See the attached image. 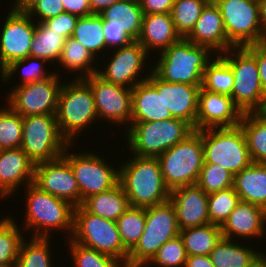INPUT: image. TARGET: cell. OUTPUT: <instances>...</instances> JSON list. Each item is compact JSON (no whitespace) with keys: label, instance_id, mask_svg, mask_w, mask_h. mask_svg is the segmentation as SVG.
<instances>
[{"label":"cell","instance_id":"32","mask_svg":"<svg viewBox=\"0 0 266 267\" xmlns=\"http://www.w3.org/2000/svg\"><path fill=\"white\" fill-rule=\"evenodd\" d=\"M65 40L60 32L52 30L44 22H36L30 56L45 59L50 64L54 61L58 63Z\"/></svg>","mask_w":266,"mask_h":267},{"label":"cell","instance_id":"36","mask_svg":"<svg viewBox=\"0 0 266 267\" xmlns=\"http://www.w3.org/2000/svg\"><path fill=\"white\" fill-rule=\"evenodd\" d=\"M206 66L202 88L209 92L232 95L234 75L229 64L218 54Z\"/></svg>","mask_w":266,"mask_h":267},{"label":"cell","instance_id":"58","mask_svg":"<svg viewBox=\"0 0 266 267\" xmlns=\"http://www.w3.org/2000/svg\"><path fill=\"white\" fill-rule=\"evenodd\" d=\"M0 267H15V265H2V264H0Z\"/></svg>","mask_w":266,"mask_h":267},{"label":"cell","instance_id":"20","mask_svg":"<svg viewBox=\"0 0 266 267\" xmlns=\"http://www.w3.org/2000/svg\"><path fill=\"white\" fill-rule=\"evenodd\" d=\"M147 81L157 91H163L166 111H169L173 118L186 121L196 130L200 87L185 83L166 82L161 80L152 70L149 72Z\"/></svg>","mask_w":266,"mask_h":267},{"label":"cell","instance_id":"49","mask_svg":"<svg viewBox=\"0 0 266 267\" xmlns=\"http://www.w3.org/2000/svg\"><path fill=\"white\" fill-rule=\"evenodd\" d=\"M79 16L68 12L60 13L55 17L48 18L44 23L56 32H60L66 39L71 37L76 27Z\"/></svg>","mask_w":266,"mask_h":267},{"label":"cell","instance_id":"14","mask_svg":"<svg viewBox=\"0 0 266 267\" xmlns=\"http://www.w3.org/2000/svg\"><path fill=\"white\" fill-rule=\"evenodd\" d=\"M48 79L24 85H17L8 92V105L22 117L42 114H56L58 95L62 84L59 74Z\"/></svg>","mask_w":266,"mask_h":267},{"label":"cell","instance_id":"41","mask_svg":"<svg viewBox=\"0 0 266 267\" xmlns=\"http://www.w3.org/2000/svg\"><path fill=\"white\" fill-rule=\"evenodd\" d=\"M210 0H175L171 16L177 32L185 38L194 28L203 8Z\"/></svg>","mask_w":266,"mask_h":267},{"label":"cell","instance_id":"30","mask_svg":"<svg viewBox=\"0 0 266 267\" xmlns=\"http://www.w3.org/2000/svg\"><path fill=\"white\" fill-rule=\"evenodd\" d=\"M239 126L252 161L266 164V112L243 113Z\"/></svg>","mask_w":266,"mask_h":267},{"label":"cell","instance_id":"8","mask_svg":"<svg viewBox=\"0 0 266 267\" xmlns=\"http://www.w3.org/2000/svg\"><path fill=\"white\" fill-rule=\"evenodd\" d=\"M157 158L164 182L170 190L196 184L204 164L201 130H194Z\"/></svg>","mask_w":266,"mask_h":267},{"label":"cell","instance_id":"17","mask_svg":"<svg viewBox=\"0 0 266 267\" xmlns=\"http://www.w3.org/2000/svg\"><path fill=\"white\" fill-rule=\"evenodd\" d=\"M113 55H110L104 70L97 69L96 74L103 80L133 88L138 83L144 82L148 79L149 74L142 79L139 75L144 67L146 58L150 55L145 48L137 41H133L127 46L114 48ZM139 76V77H138ZM138 78L140 80H138Z\"/></svg>","mask_w":266,"mask_h":267},{"label":"cell","instance_id":"16","mask_svg":"<svg viewBox=\"0 0 266 267\" xmlns=\"http://www.w3.org/2000/svg\"><path fill=\"white\" fill-rule=\"evenodd\" d=\"M0 70L11 62L30 56L35 21L26 13L10 8L1 28Z\"/></svg>","mask_w":266,"mask_h":267},{"label":"cell","instance_id":"13","mask_svg":"<svg viewBox=\"0 0 266 267\" xmlns=\"http://www.w3.org/2000/svg\"><path fill=\"white\" fill-rule=\"evenodd\" d=\"M71 146L67 145L62 156L69 162L77 180L80 205L86 198L105 192L119 183V168L108 165L103 157L93 151L68 153Z\"/></svg>","mask_w":266,"mask_h":267},{"label":"cell","instance_id":"7","mask_svg":"<svg viewBox=\"0 0 266 267\" xmlns=\"http://www.w3.org/2000/svg\"><path fill=\"white\" fill-rule=\"evenodd\" d=\"M180 233L176 211L170 200L146 207L145 228L129 252L126 267H145L159 248Z\"/></svg>","mask_w":266,"mask_h":267},{"label":"cell","instance_id":"12","mask_svg":"<svg viewBox=\"0 0 266 267\" xmlns=\"http://www.w3.org/2000/svg\"><path fill=\"white\" fill-rule=\"evenodd\" d=\"M68 144L60 134L56 114L23 117L21 149L34 164L61 157Z\"/></svg>","mask_w":266,"mask_h":267},{"label":"cell","instance_id":"44","mask_svg":"<svg viewBox=\"0 0 266 267\" xmlns=\"http://www.w3.org/2000/svg\"><path fill=\"white\" fill-rule=\"evenodd\" d=\"M66 238L75 267H126L122 261L112 256L82 246L69 237Z\"/></svg>","mask_w":266,"mask_h":267},{"label":"cell","instance_id":"33","mask_svg":"<svg viewBox=\"0 0 266 267\" xmlns=\"http://www.w3.org/2000/svg\"><path fill=\"white\" fill-rule=\"evenodd\" d=\"M99 15L105 20H122L126 34L133 41H137L144 16L138 0H121Z\"/></svg>","mask_w":266,"mask_h":267},{"label":"cell","instance_id":"27","mask_svg":"<svg viewBox=\"0 0 266 267\" xmlns=\"http://www.w3.org/2000/svg\"><path fill=\"white\" fill-rule=\"evenodd\" d=\"M233 188L240 201L266 210V164L253 162L249 167L236 173Z\"/></svg>","mask_w":266,"mask_h":267},{"label":"cell","instance_id":"22","mask_svg":"<svg viewBox=\"0 0 266 267\" xmlns=\"http://www.w3.org/2000/svg\"><path fill=\"white\" fill-rule=\"evenodd\" d=\"M185 38L199 46L208 47L215 53L214 56L234 47L226 37L222 15L213 0L203 8L194 28Z\"/></svg>","mask_w":266,"mask_h":267},{"label":"cell","instance_id":"18","mask_svg":"<svg viewBox=\"0 0 266 267\" xmlns=\"http://www.w3.org/2000/svg\"><path fill=\"white\" fill-rule=\"evenodd\" d=\"M33 184L40 190L80 206V190L69 162L63 157L35 164Z\"/></svg>","mask_w":266,"mask_h":267},{"label":"cell","instance_id":"26","mask_svg":"<svg viewBox=\"0 0 266 267\" xmlns=\"http://www.w3.org/2000/svg\"><path fill=\"white\" fill-rule=\"evenodd\" d=\"M181 38L175 28L171 13L144 14L137 42L149 54L151 50L155 49L162 52Z\"/></svg>","mask_w":266,"mask_h":267},{"label":"cell","instance_id":"6","mask_svg":"<svg viewBox=\"0 0 266 267\" xmlns=\"http://www.w3.org/2000/svg\"><path fill=\"white\" fill-rule=\"evenodd\" d=\"M127 146L133 155L158 157L190 135L194 128L186 121L172 118L162 121L131 123L125 129ZM128 131V132H127Z\"/></svg>","mask_w":266,"mask_h":267},{"label":"cell","instance_id":"40","mask_svg":"<svg viewBox=\"0 0 266 267\" xmlns=\"http://www.w3.org/2000/svg\"><path fill=\"white\" fill-rule=\"evenodd\" d=\"M10 216L0 220V264L15 265L24 237Z\"/></svg>","mask_w":266,"mask_h":267},{"label":"cell","instance_id":"47","mask_svg":"<svg viewBox=\"0 0 266 267\" xmlns=\"http://www.w3.org/2000/svg\"><path fill=\"white\" fill-rule=\"evenodd\" d=\"M103 32L106 42V48L124 47L133 42V40L124 31L122 20H105L103 19Z\"/></svg>","mask_w":266,"mask_h":267},{"label":"cell","instance_id":"28","mask_svg":"<svg viewBox=\"0 0 266 267\" xmlns=\"http://www.w3.org/2000/svg\"><path fill=\"white\" fill-rule=\"evenodd\" d=\"M249 246L235 243L232 239L221 238L209 257L215 267H251L264 253Z\"/></svg>","mask_w":266,"mask_h":267},{"label":"cell","instance_id":"39","mask_svg":"<svg viewBox=\"0 0 266 267\" xmlns=\"http://www.w3.org/2000/svg\"><path fill=\"white\" fill-rule=\"evenodd\" d=\"M45 63H48V61L45 59L28 56L24 59L11 62L2 71H0V78L2 79V82L4 81L7 83L10 78H13L12 76H14L15 73L17 74V70H19L21 67L22 69L20 72H22V81L21 84L19 83L18 85L42 81L55 74V72L50 73L48 71L46 73V70L43 68Z\"/></svg>","mask_w":266,"mask_h":267},{"label":"cell","instance_id":"43","mask_svg":"<svg viewBox=\"0 0 266 267\" xmlns=\"http://www.w3.org/2000/svg\"><path fill=\"white\" fill-rule=\"evenodd\" d=\"M233 187L208 194V216L211 224L222 226L239 203Z\"/></svg>","mask_w":266,"mask_h":267},{"label":"cell","instance_id":"38","mask_svg":"<svg viewBox=\"0 0 266 267\" xmlns=\"http://www.w3.org/2000/svg\"><path fill=\"white\" fill-rule=\"evenodd\" d=\"M50 238L31 237L21 243L15 267H52ZM50 249V250H49Z\"/></svg>","mask_w":266,"mask_h":267},{"label":"cell","instance_id":"42","mask_svg":"<svg viewBox=\"0 0 266 267\" xmlns=\"http://www.w3.org/2000/svg\"><path fill=\"white\" fill-rule=\"evenodd\" d=\"M23 117L9 105L0 107V150L21 148Z\"/></svg>","mask_w":266,"mask_h":267},{"label":"cell","instance_id":"45","mask_svg":"<svg viewBox=\"0 0 266 267\" xmlns=\"http://www.w3.org/2000/svg\"><path fill=\"white\" fill-rule=\"evenodd\" d=\"M234 174L217 164H203L196 184L207 194L233 187Z\"/></svg>","mask_w":266,"mask_h":267},{"label":"cell","instance_id":"3","mask_svg":"<svg viewBox=\"0 0 266 267\" xmlns=\"http://www.w3.org/2000/svg\"><path fill=\"white\" fill-rule=\"evenodd\" d=\"M56 120L60 134L69 144H73L83 129L98 120L92 89L83 78H74L62 84Z\"/></svg>","mask_w":266,"mask_h":267},{"label":"cell","instance_id":"55","mask_svg":"<svg viewBox=\"0 0 266 267\" xmlns=\"http://www.w3.org/2000/svg\"><path fill=\"white\" fill-rule=\"evenodd\" d=\"M38 1L39 0H16L11 8L19 12H27Z\"/></svg>","mask_w":266,"mask_h":267},{"label":"cell","instance_id":"35","mask_svg":"<svg viewBox=\"0 0 266 267\" xmlns=\"http://www.w3.org/2000/svg\"><path fill=\"white\" fill-rule=\"evenodd\" d=\"M71 37L78 40L96 58L99 53L106 50L103 18L98 14L79 17Z\"/></svg>","mask_w":266,"mask_h":267},{"label":"cell","instance_id":"57","mask_svg":"<svg viewBox=\"0 0 266 267\" xmlns=\"http://www.w3.org/2000/svg\"><path fill=\"white\" fill-rule=\"evenodd\" d=\"M251 267H266V254L264 253V255Z\"/></svg>","mask_w":266,"mask_h":267},{"label":"cell","instance_id":"4","mask_svg":"<svg viewBox=\"0 0 266 267\" xmlns=\"http://www.w3.org/2000/svg\"><path fill=\"white\" fill-rule=\"evenodd\" d=\"M25 189L27 211L23 226L27 229H34L32 237L49 238L51 237L49 232L55 229L68 231L67 234L71 238L74 229L75 206L40 190L33 183L27 185Z\"/></svg>","mask_w":266,"mask_h":267},{"label":"cell","instance_id":"15","mask_svg":"<svg viewBox=\"0 0 266 267\" xmlns=\"http://www.w3.org/2000/svg\"><path fill=\"white\" fill-rule=\"evenodd\" d=\"M91 87L97 116L111 124L130 125L132 116V89L103 80L96 73L83 78ZM130 121V122H129Z\"/></svg>","mask_w":266,"mask_h":267},{"label":"cell","instance_id":"21","mask_svg":"<svg viewBox=\"0 0 266 267\" xmlns=\"http://www.w3.org/2000/svg\"><path fill=\"white\" fill-rule=\"evenodd\" d=\"M169 200L175 208L180 230L210 223L208 194L197 184L172 189Z\"/></svg>","mask_w":266,"mask_h":267},{"label":"cell","instance_id":"19","mask_svg":"<svg viewBox=\"0 0 266 267\" xmlns=\"http://www.w3.org/2000/svg\"><path fill=\"white\" fill-rule=\"evenodd\" d=\"M243 113L231 96L209 92L200 87L196 130L239 126Z\"/></svg>","mask_w":266,"mask_h":267},{"label":"cell","instance_id":"9","mask_svg":"<svg viewBox=\"0 0 266 267\" xmlns=\"http://www.w3.org/2000/svg\"><path fill=\"white\" fill-rule=\"evenodd\" d=\"M201 139L204 164L220 165L235 175L253 163L240 126L204 129Z\"/></svg>","mask_w":266,"mask_h":267},{"label":"cell","instance_id":"25","mask_svg":"<svg viewBox=\"0 0 266 267\" xmlns=\"http://www.w3.org/2000/svg\"><path fill=\"white\" fill-rule=\"evenodd\" d=\"M166 111L163 91H157L147 80L132 88L131 123L162 121L172 119Z\"/></svg>","mask_w":266,"mask_h":267},{"label":"cell","instance_id":"50","mask_svg":"<svg viewBox=\"0 0 266 267\" xmlns=\"http://www.w3.org/2000/svg\"><path fill=\"white\" fill-rule=\"evenodd\" d=\"M256 57L261 86L266 94V41L246 46Z\"/></svg>","mask_w":266,"mask_h":267},{"label":"cell","instance_id":"23","mask_svg":"<svg viewBox=\"0 0 266 267\" xmlns=\"http://www.w3.org/2000/svg\"><path fill=\"white\" fill-rule=\"evenodd\" d=\"M34 168V162L21 148L0 150V197H10L21 184L25 187L33 183Z\"/></svg>","mask_w":266,"mask_h":267},{"label":"cell","instance_id":"48","mask_svg":"<svg viewBox=\"0 0 266 267\" xmlns=\"http://www.w3.org/2000/svg\"><path fill=\"white\" fill-rule=\"evenodd\" d=\"M63 12L65 11L62 0H39L26 13L32 19L34 16L39 17L34 21L44 22L48 18L55 17Z\"/></svg>","mask_w":266,"mask_h":267},{"label":"cell","instance_id":"37","mask_svg":"<svg viewBox=\"0 0 266 267\" xmlns=\"http://www.w3.org/2000/svg\"><path fill=\"white\" fill-rule=\"evenodd\" d=\"M146 208L130 206L116 221L124 247L130 252L145 228Z\"/></svg>","mask_w":266,"mask_h":267},{"label":"cell","instance_id":"52","mask_svg":"<svg viewBox=\"0 0 266 267\" xmlns=\"http://www.w3.org/2000/svg\"><path fill=\"white\" fill-rule=\"evenodd\" d=\"M64 11L79 17L91 15L89 0H62Z\"/></svg>","mask_w":266,"mask_h":267},{"label":"cell","instance_id":"5","mask_svg":"<svg viewBox=\"0 0 266 267\" xmlns=\"http://www.w3.org/2000/svg\"><path fill=\"white\" fill-rule=\"evenodd\" d=\"M234 75L231 98L242 113L266 111V94L261 86L256 57L246 47H233L220 54Z\"/></svg>","mask_w":266,"mask_h":267},{"label":"cell","instance_id":"34","mask_svg":"<svg viewBox=\"0 0 266 267\" xmlns=\"http://www.w3.org/2000/svg\"><path fill=\"white\" fill-rule=\"evenodd\" d=\"M95 57L93 54L84 47L78 40L73 37H69L65 40V44L59 59L60 66L75 72L80 71L76 74V78H85L97 72L94 67Z\"/></svg>","mask_w":266,"mask_h":267},{"label":"cell","instance_id":"56","mask_svg":"<svg viewBox=\"0 0 266 267\" xmlns=\"http://www.w3.org/2000/svg\"><path fill=\"white\" fill-rule=\"evenodd\" d=\"M260 20L263 26V30L266 33V0H258Z\"/></svg>","mask_w":266,"mask_h":267},{"label":"cell","instance_id":"46","mask_svg":"<svg viewBox=\"0 0 266 267\" xmlns=\"http://www.w3.org/2000/svg\"><path fill=\"white\" fill-rule=\"evenodd\" d=\"M187 260L186 250L180 235L165 242L152 259L145 265L158 267H184Z\"/></svg>","mask_w":266,"mask_h":267},{"label":"cell","instance_id":"1","mask_svg":"<svg viewBox=\"0 0 266 267\" xmlns=\"http://www.w3.org/2000/svg\"><path fill=\"white\" fill-rule=\"evenodd\" d=\"M132 157L119 167V183L130 206L146 208L168 201L171 190L164 182L158 158Z\"/></svg>","mask_w":266,"mask_h":267},{"label":"cell","instance_id":"53","mask_svg":"<svg viewBox=\"0 0 266 267\" xmlns=\"http://www.w3.org/2000/svg\"><path fill=\"white\" fill-rule=\"evenodd\" d=\"M184 267H215L209 255H192L187 256Z\"/></svg>","mask_w":266,"mask_h":267},{"label":"cell","instance_id":"11","mask_svg":"<svg viewBox=\"0 0 266 267\" xmlns=\"http://www.w3.org/2000/svg\"><path fill=\"white\" fill-rule=\"evenodd\" d=\"M222 15L228 41L246 47L266 41L258 0H213Z\"/></svg>","mask_w":266,"mask_h":267},{"label":"cell","instance_id":"29","mask_svg":"<svg viewBox=\"0 0 266 267\" xmlns=\"http://www.w3.org/2000/svg\"><path fill=\"white\" fill-rule=\"evenodd\" d=\"M81 206L93 215L116 222L130 204L121 184L118 183L105 192L86 198Z\"/></svg>","mask_w":266,"mask_h":267},{"label":"cell","instance_id":"24","mask_svg":"<svg viewBox=\"0 0 266 267\" xmlns=\"http://www.w3.org/2000/svg\"><path fill=\"white\" fill-rule=\"evenodd\" d=\"M266 210L260 206L239 201L228 219L221 226L223 238H259L265 233ZM265 227V228H264Z\"/></svg>","mask_w":266,"mask_h":267},{"label":"cell","instance_id":"31","mask_svg":"<svg viewBox=\"0 0 266 267\" xmlns=\"http://www.w3.org/2000/svg\"><path fill=\"white\" fill-rule=\"evenodd\" d=\"M187 256L209 255L223 237L221 227L215 224L180 230Z\"/></svg>","mask_w":266,"mask_h":267},{"label":"cell","instance_id":"10","mask_svg":"<svg viewBox=\"0 0 266 267\" xmlns=\"http://www.w3.org/2000/svg\"><path fill=\"white\" fill-rule=\"evenodd\" d=\"M71 239L127 264L129 251L122 244L117 223L93 215L81 205L74 209V229Z\"/></svg>","mask_w":266,"mask_h":267},{"label":"cell","instance_id":"54","mask_svg":"<svg viewBox=\"0 0 266 267\" xmlns=\"http://www.w3.org/2000/svg\"><path fill=\"white\" fill-rule=\"evenodd\" d=\"M121 0H89L91 14H100L111 5Z\"/></svg>","mask_w":266,"mask_h":267},{"label":"cell","instance_id":"51","mask_svg":"<svg viewBox=\"0 0 266 267\" xmlns=\"http://www.w3.org/2000/svg\"><path fill=\"white\" fill-rule=\"evenodd\" d=\"M144 14H169L175 0H138Z\"/></svg>","mask_w":266,"mask_h":267},{"label":"cell","instance_id":"2","mask_svg":"<svg viewBox=\"0 0 266 267\" xmlns=\"http://www.w3.org/2000/svg\"><path fill=\"white\" fill-rule=\"evenodd\" d=\"M158 54V63L151 70L161 80L199 87H202L204 70L213 55L208 47L199 46L183 37Z\"/></svg>","mask_w":266,"mask_h":267}]
</instances>
